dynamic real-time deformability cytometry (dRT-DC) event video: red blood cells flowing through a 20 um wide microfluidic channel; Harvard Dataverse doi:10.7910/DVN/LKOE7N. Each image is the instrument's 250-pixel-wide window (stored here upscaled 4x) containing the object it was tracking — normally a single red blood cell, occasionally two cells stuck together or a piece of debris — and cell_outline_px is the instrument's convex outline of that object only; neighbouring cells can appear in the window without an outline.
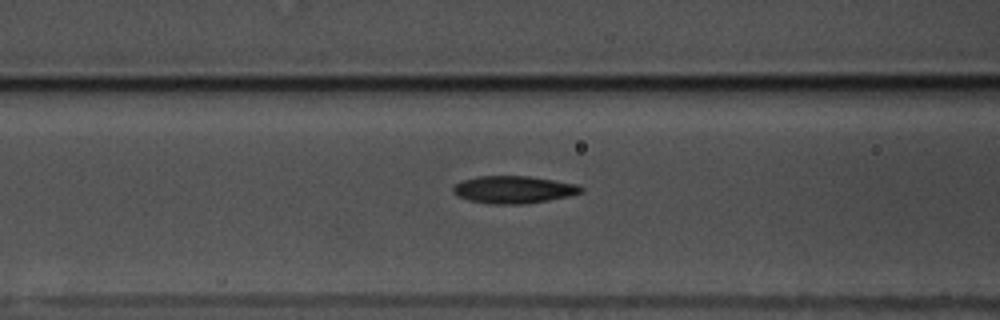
{"species": "common noctule bat (a hibernating species)", "species_latin": "Nyctalus noctula", "temperature_condition": "warm", "stored_images_in_passage": 40, "camera_frame_rate_fps": 3000, "um_per_image_px": 0.085, "animal": {"sex": "male", "body_mass_g": 17.5, "forearm_length_mm": 52.3}, "frame": {"image": 1, "passage_image": 6, "time_ms": 1.667, "image_size_px": [1000, 320], "cell_outline_px": [[584, 192], [568, 196], [548, 200], [524, 204], [488, 204], [468, 200], [456, 196], [452, 192], [452, 188], [456, 184], [464, 180], [480, 176], [528, 176], [576, 184], [584, 188]], "centroid_in_image_um": [43.64, 16.13], "position_along_channel_um": 123.0, "area_um2": 20.4}}
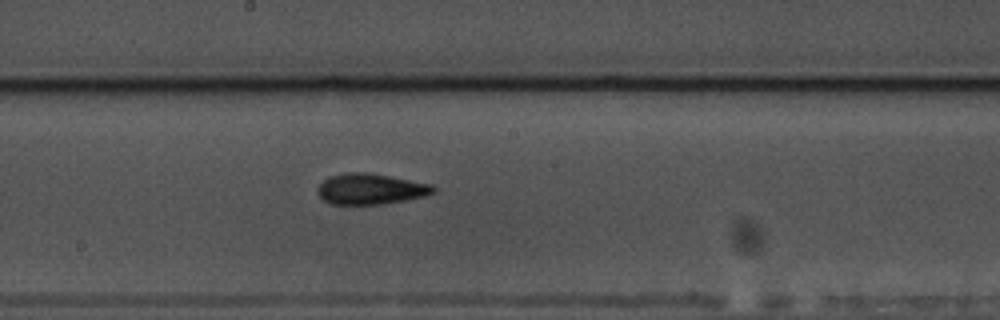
{"frame": {"image": 2, "passage_image": 14, "time_ms": 4.333, "image_size_px": [1000, 320], "cell_outline_px": [[436, 192], [424, 196], [404, 200], [380, 204], [332, 204], [324, 200], [320, 196], [316, 188], [328, 176], [348, 172], [368, 172], [432, 184], [436, 188]], "centroid_in_image_um": [31.5, 16.05], "position_along_channel_um": 216.7, "area_um2": 20.69}}
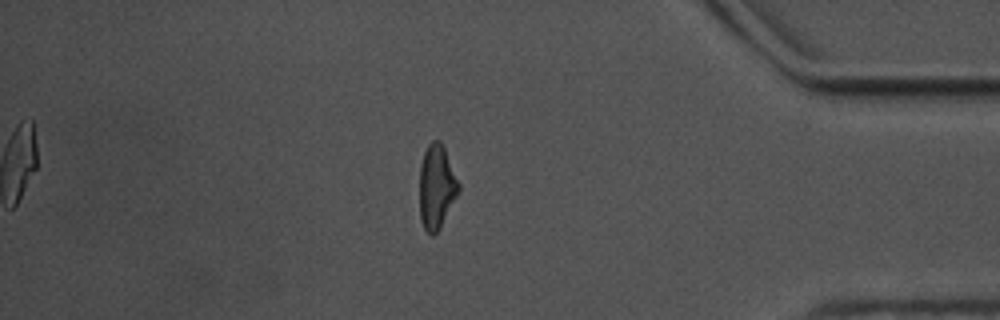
{"frame": {"image": 3, "passage_image": 32, "time_ms": 10.333, "image_size_px": [1000, 320], "cell_outline_px": [[460, 188], [440, 228], [432, 236], [424, 228], [420, 220], [420, 164], [424, 152], [428, 144], [432, 140], [440, 140], [444, 148], [460, 184]], "centroid_in_image_um": [37.09, 15.86], "position_along_channel_um": 398.1, "area_um2": 18.96}, "authors_computed_cell_mechanics": {"area_um2": 19.7676, "velocity_mm_per_s": 3.5313, "shape_relaxation_time_tau1_ms": 5.0236, "shape_relaxation_time_tau2_ms": 3.4015, "deformation_change_tau1": 0.1666, "deformation_change_tau2": 0.1271}}